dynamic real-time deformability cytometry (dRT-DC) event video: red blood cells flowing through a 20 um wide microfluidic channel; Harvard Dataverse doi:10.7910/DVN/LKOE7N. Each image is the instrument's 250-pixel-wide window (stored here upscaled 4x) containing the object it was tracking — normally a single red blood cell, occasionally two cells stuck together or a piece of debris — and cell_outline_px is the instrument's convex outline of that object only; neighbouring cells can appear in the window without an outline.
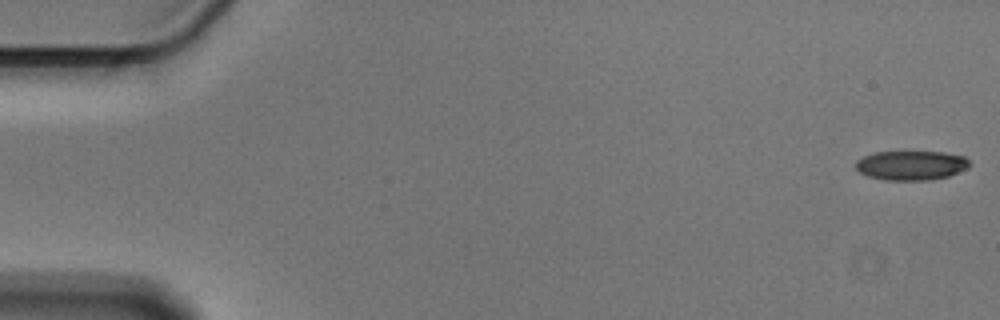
{"species": "Egyptian fruit bat (a non-hibernating species)", "species_latin": "Rousettus aegyptiacus", "temperature_condition": "cold", "stored_images_in_passage": 56, "camera_frame_rate_fps": 3000, "um_per_image_px": 0.085, "animal": {"sex": "male"}, "frame": {"image": 1, "passage_image": 1, "time_ms": 0.0, "image_size_px": [1000, 320], "cell_outline_px": [[972, 164], [968, 168], [948, 176], [932, 180], [884, 180], [868, 176], [860, 172], [856, 168], [856, 160], [864, 156], [876, 152], [944, 152], [964, 156]], "centroid_in_image_um": [77.47, 14.06], "position_along_channel_um": 7.5, "area_um2": 19.54}}
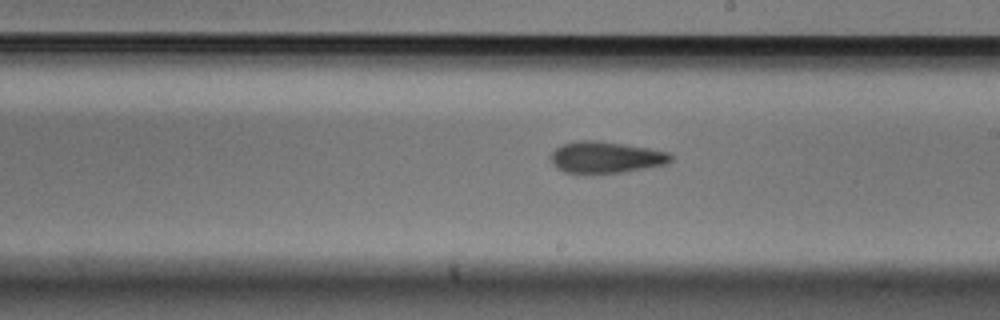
{"frame": {"image": 2, "passage_image": 32, "time_ms": 10.333, "image_size_px": [1000, 320], "cell_outline_px": [[672, 160], [668, 164], [620, 172], [564, 172], [556, 168], [552, 160], [552, 152], [556, 148], [564, 144], [576, 140], [596, 140], [624, 144], [672, 152]], "centroid_in_image_um": [51.54, 13.35], "position_along_channel_um": 237.5, "area_um2": 21.73}}
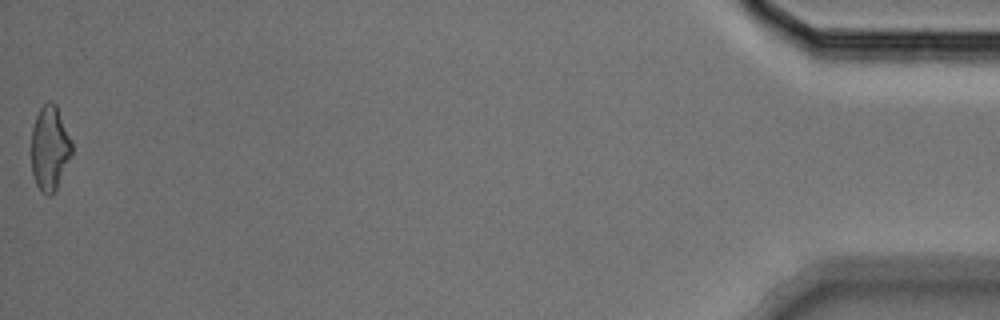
{"frame": {"image": 3, "passage_image": 56, "time_ms": 18.333, "image_size_px": [1000, 320], "cell_outline_px": [[72, 152], [56, 188], [48, 196], [40, 192], [36, 184], [32, 172], [32, 128], [36, 116], [40, 108], [48, 100], [52, 100], [56, 104], [72, 140]], "centroid_in_image_um": [4.22, 12.55], "position_along_channel_um": 431.0, "area_um2": 19.83}, "authors_computed_cell_mechanics": {"area_um2": 21.5016, "velocity_mm_per_s": 3.5954, "shape_relaxation_time_tau1_ms": 5.3593, "shape_relaxation_time_tau2_ms": 5.0164, "deformation_change_tau1": 0.1355, "deformation_change_tau2": 0.1348}}